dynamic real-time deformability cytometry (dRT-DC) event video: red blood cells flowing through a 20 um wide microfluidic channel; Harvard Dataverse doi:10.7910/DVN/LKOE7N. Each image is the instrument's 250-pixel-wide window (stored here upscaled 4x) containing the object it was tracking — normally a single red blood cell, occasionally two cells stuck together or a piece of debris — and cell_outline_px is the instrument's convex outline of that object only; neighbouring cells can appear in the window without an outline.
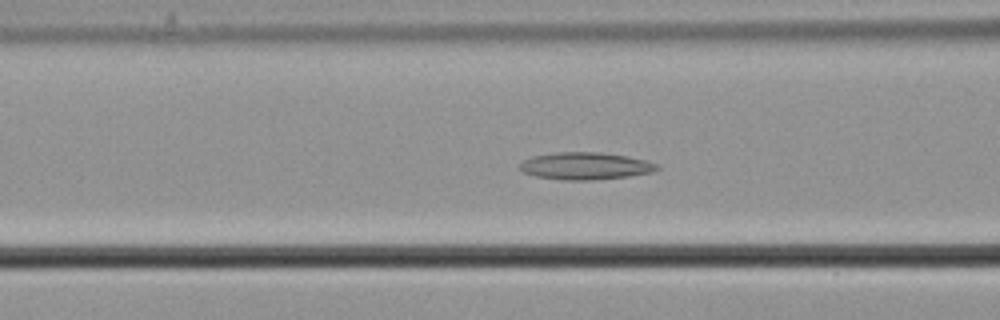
{"species": "common noctule bat (a hibernating species)", "species_latin": "Nyctalus noctula", "temperature_condition": "cold", "stored_images_in_passage": 57, "camera_frame_rate_fps": 3000, "um_per_image_px": 0.085, "animal": {"sex": "male", "body_mass_g": 21.5, "forearm_length_mm": 52.0}, "frame": {"image": 1, "passage_image": 23, "time_ms": 7.333, "image_size_px": [1000, 320], "cell_outline_px": [[660, 168], [652, 172], [628, 176], [592, 180], [564, 180], [536, 176], [520, 172], [520, 164], [524, 160], [532, 156], [556, 152], [600, 152], [628, 156], [644, 160], [656, 164]], "centroid_in_image_um": [49.72, 14.1], "position_along_channel_um": 116.9, "area_um2": 21.73}}
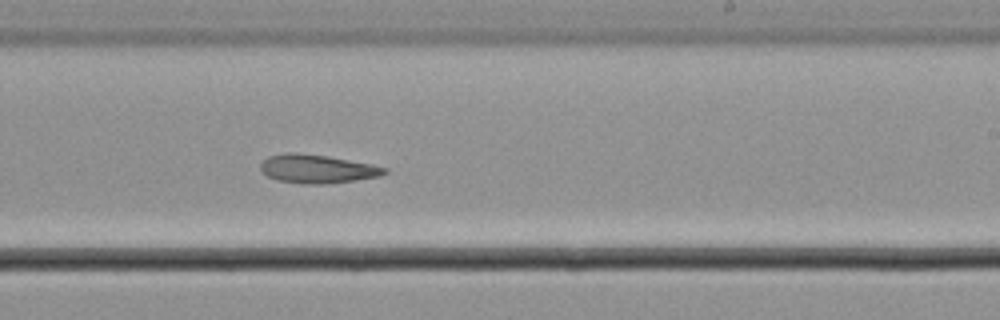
{"frame": {"image": 2, "passage_image": 35, "time_ms": 11.333, "image_size_px": [1000, 320], "cell_outline_px": [[388, 172], [380, 176], [324, 184], [304, 184], [276, 180], [268, 176], [260, 168], [260, 164], [268, 156], [288, 152], [296, 152], [328, 156], [372, 164], [388, 168]], "centroid_in_image_um": [26.96, 14.34], "position_along_channel_um": 262.0, "area_um2": 20.58}}
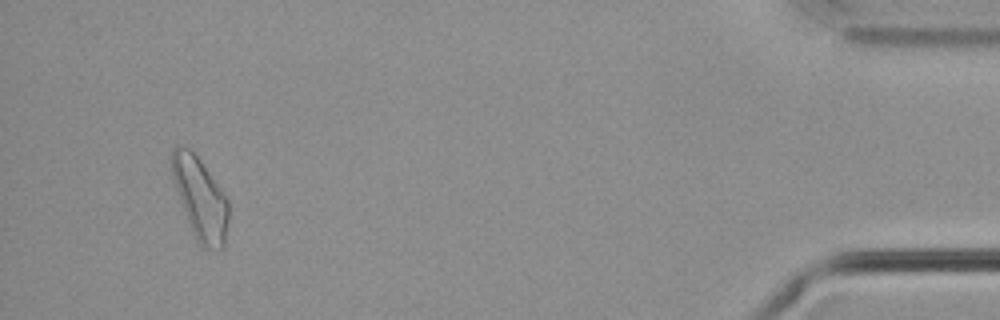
{"frame": {"image": 3, "passage_image": 54, "time_ms": 17.667, "image_size_px": [1000, 320], "cell_outline_px": [[228, 224], [224, 248], [204, 248], [196, 240], [188, 220], [176, 188], [172, 176], [168, 156], [172, 148], [176, 144], [180, 144], [188, 148], [200, 160], [220, 188], [228, 200]], "centroid_in_image_um": [16.99, 16.82], "position_along_channel_um": 418.2, "area_um2": 26.88}}